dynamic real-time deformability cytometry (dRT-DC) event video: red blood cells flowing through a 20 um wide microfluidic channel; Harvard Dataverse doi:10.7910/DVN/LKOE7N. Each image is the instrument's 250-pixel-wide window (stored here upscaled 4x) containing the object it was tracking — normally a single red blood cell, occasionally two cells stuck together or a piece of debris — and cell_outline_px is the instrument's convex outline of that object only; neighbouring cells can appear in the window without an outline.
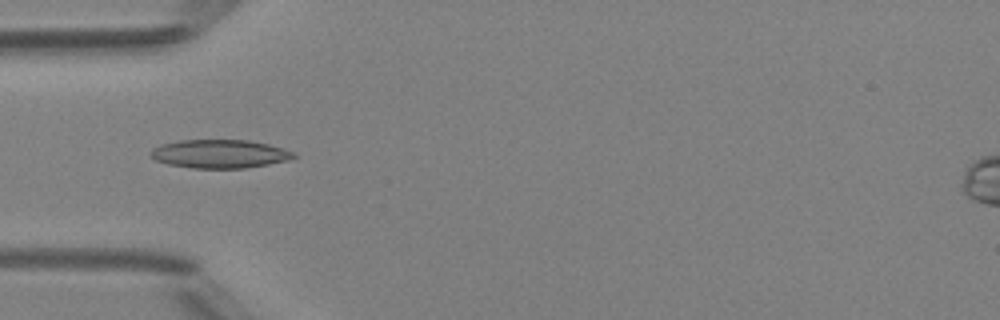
{"species": "Egyptian fruit bat (a non-hibernating species)", "species_latin": "Rousettus aegyptiacus", "temperature_condition": "room temperature", "stored_images_in_passage": 34, "camera_frame_rate_fps": 3000, "um_per_image_px": 0.085, "animal": {"sex": "female"}, "frame": {"image": 1, "passage_image": 1, "time_ms": 0.0, "image_size_px": [1000, 320], "cell_outline_px": [[296, 156], [288, 160], [268, 164], [244, 168], [192, 168], [168, 164], [156, 160], [148, 152], [152, 148], [160, 144], [180, 140], [248, 140], [268, 144], [296, 152]], "centroid_in_image_um": [18.66, 13.07], "position_along_channel_um": 66.3, "area_um2": 23.76}}
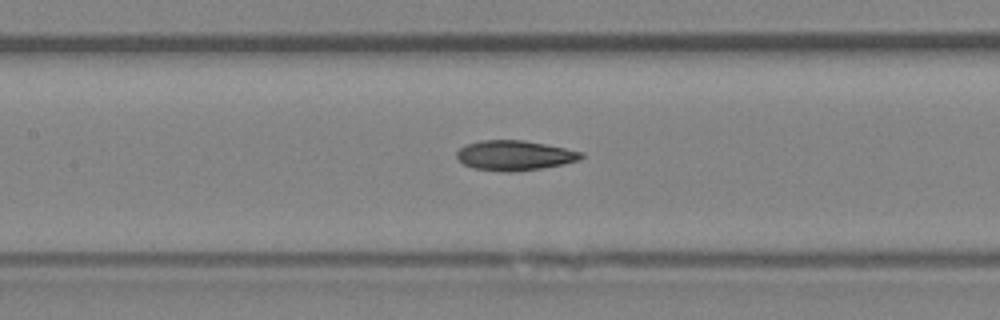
{"frame": {"image": 2, "passage_image": 8, "time_ms": 2.333, "image_size_px": [1000, 320], "cell_outline_px": [[584, 156], [580, 160], [564, 164], [540, 168], [508, 172], [504, 172], [472, 168], [464, 164], [456, 156], [456, 152], [464, 144], [480, 140], [524, 140], [584, 152]], "centroid_in_image_um": [43.72, 13.2], "position_along_channel_um": 163.7, "area_um2": 21.73}}
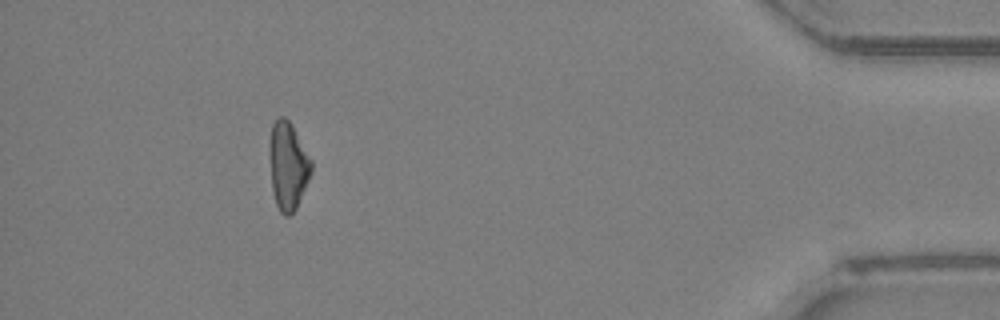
{"frame": {"image": 3, "passage_image": 30, "time_ms": 9.667, "image_size_px": [1000, 320], "cell_outline_px": [[312, 172], [296, 208], [288, 216], [284, 216], [280, 212], [276, 204], [272, 188], [268, 148], [268, 144], [272, 124], [280, 116], [284, 116], [292, 124], [312, 160]], "centroid_in_image_um": [24.46, 14.06], "position_along_channel_um": 410.7, "area_um2": 21.56}, "authors_computed_cell_mechanics": {"area_um2": 21.4149, "velocity_mm_per_s": 4.2001, "shape_relaxation_time_tau1_ms": 8.8372, "shape_relaxation_time_tau2_ms": 4.9808, "deformation_change_tau1": 0.206, "deformation_change_tau2": 0.1313}}